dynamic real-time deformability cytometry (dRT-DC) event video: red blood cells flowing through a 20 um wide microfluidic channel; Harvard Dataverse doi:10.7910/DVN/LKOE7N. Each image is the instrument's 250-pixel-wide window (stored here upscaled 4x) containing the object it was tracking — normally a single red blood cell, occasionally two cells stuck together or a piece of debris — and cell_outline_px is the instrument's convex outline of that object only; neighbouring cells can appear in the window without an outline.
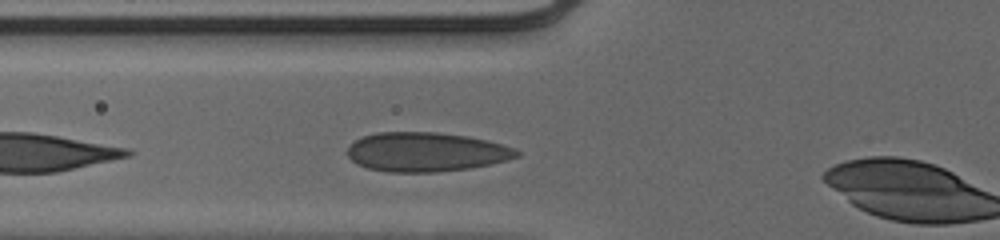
{"species": "human", "species_latin": "Homo sapiens", "temperature_condition": "cold", "stored_images_in_passage": 4, "camera_frame_rate_fps": 3000, "um_per_image_px": 0.085, "donor": {"sex": "male"}, "frame": {"image": 1, "passage_image": 3, "time_ms": 0.667, "image_size_px": [1000, 240], "cell_outline_px": [[520, 156], [492, 164], [472, 168], [436, 172], [388, 172], [368, 168], [356, 164], [348, 156], [348, 148], [356, 140], [364, 136], [376, 132], [436, 132], [468, 136], [488, 140], [512, 148], [520, 152]], "centroid_in_image_um": [36.22, 12.92], "position_along_channel_um": 89.6, "area_um2": 38.73}}